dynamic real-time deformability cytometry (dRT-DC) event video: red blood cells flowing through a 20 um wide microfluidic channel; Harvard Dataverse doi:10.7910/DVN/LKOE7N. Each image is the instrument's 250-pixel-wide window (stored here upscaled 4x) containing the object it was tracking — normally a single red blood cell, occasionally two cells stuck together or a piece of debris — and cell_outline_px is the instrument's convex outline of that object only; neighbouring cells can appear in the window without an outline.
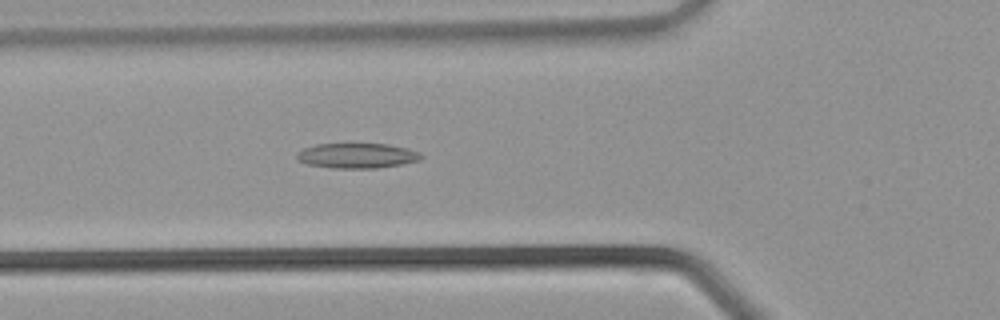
{"species": "common noctule bat (a hibernating species)", "species_latin": "Nyctalus noctula", "temperature_condition": "warm", "stored_images_in_passage": 21, "camera_frame_rate_fps": 3000, "um_per_image_px": 0.085, "animal": {"sex": "male", "body_mass_g": 21.5, "forearm_length_mm": 52.0}, "frame": {"image": 1, "passage_image": 10, "time_ms": 3.0, "image_size_px": [1000, 320], "cell_outline_px": [[424, 156], [420, 160], [400, 164], [376, 168], [332, 168], [308, 164], [296, 160], [296, 152], [304, 148], [316, 144], [388, 144], [420, 152]], "centroid_in_image_um": [30.31, 13.23], "position_along_channel_um": 95.5, "area_um2": 18.09}}
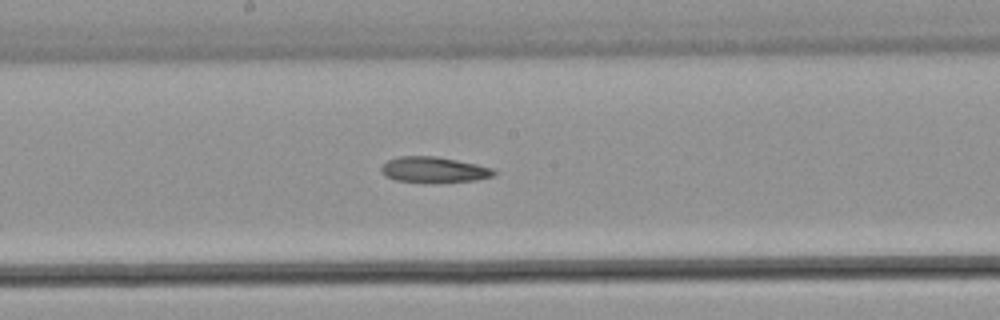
{"frame": {"image": 2, "passage_image": 16, "time_ms": 5.0, "image_size_px": [1000, 320], "cell_outline_px": [[496, 172], [492, 176], [476, 180], [396, 180], [384, 176], [380, 172], [380, 168], [388, 160], [400, 156], [436, 156], [476, 164], [492, 168]], "centroid_in_image_um": [36.84, 14.38], "position_along_channel_um": 211.4, "area_um2": 16.01}}
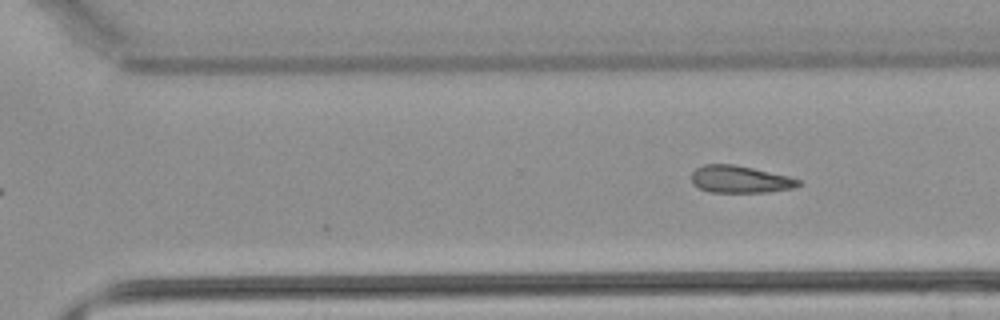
{"frame": {"image": 3, "passage_image": 21, "time_ms": 6.667, "image_size_px": [1000, 320], "cell_outline_px": [[804, 184], [796, 188], [768, 192], [712, 192], [700, 188], [692, 184], [692, 172], [696, 168], [704, 164], [736, 164], [788, 176], [800, 180]], "centroid_in_image_um": [62.94, 15.24], "position_along_channel_um": 307.7, "area_um2": 17.11}}